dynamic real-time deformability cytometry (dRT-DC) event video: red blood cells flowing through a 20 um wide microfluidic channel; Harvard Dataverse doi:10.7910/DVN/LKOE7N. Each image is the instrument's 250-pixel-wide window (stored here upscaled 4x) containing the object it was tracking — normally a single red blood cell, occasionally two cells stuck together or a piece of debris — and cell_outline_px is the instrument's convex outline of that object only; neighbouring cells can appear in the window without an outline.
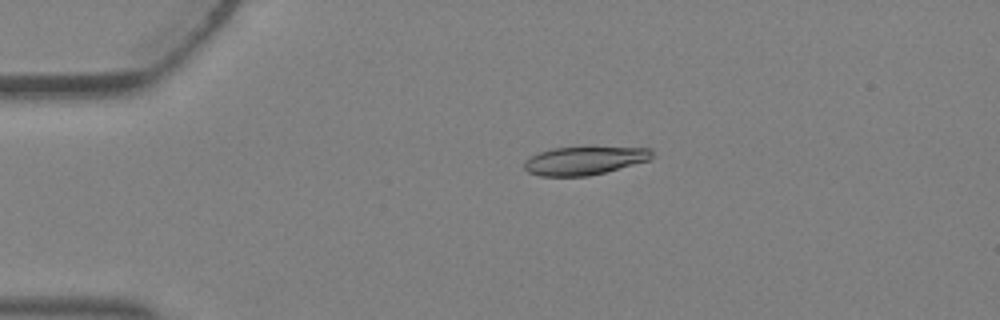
{"species": "Egyptian fruit bat (a non-hibernating species)", "species_latin": "Rousettus aegyptiacus", "temperature_condition": "warm", "stored_images_in_passage": 4, "camera_frame_rate_fps": 3000, "um_per_image_px": 0.085, "animal": {"sex": "female"}, "frame": {"image": 1, "passage_image": 3, "time_ms": 0.667, "image_size_px": [1000, 320], "cell_outline_px": [[656, 156], [652, 160], [588, 176], [540, 176], [528, 172], [524, 168], [524, 160], [540, 152], [552, 148], [652, 148]], "centroid_in_image_um": [49.71, 13.66], "position_along_channel_um": 35.3, "area_um2": 20.92}}